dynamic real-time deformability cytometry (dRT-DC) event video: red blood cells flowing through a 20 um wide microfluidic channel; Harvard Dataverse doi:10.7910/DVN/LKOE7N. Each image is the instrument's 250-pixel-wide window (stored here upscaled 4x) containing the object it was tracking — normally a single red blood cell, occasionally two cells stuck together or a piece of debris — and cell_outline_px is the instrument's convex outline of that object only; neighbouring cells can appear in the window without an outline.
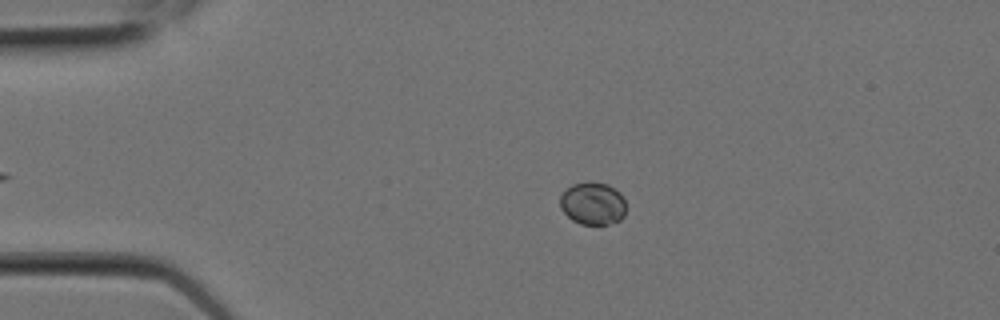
{"species": "Egyptian fruit bat (a non-hibernating species)", "species_latin": "Rousettus aegyptiacus", "temperature_condition": "room temperature", "stored_images_in_passage": 9, "camera_frame_rate_fps": 3000, "um_per_image_px": 0.085, "animal": {"sex": "female"}, "frame": {"image": 1, "passage_image": 4, "time_ms": 1.0, "image_size_px": [1000, 320], "cell_outline_px": [[624, 216], [620, 220], [608, 224], [580, 224], [572, 220], [560, 208], [560, 196], [572, 184], [608, 184], [620, 192], [624, 200]], "centroid_in_image_um": [50.38, 17.33], "position_along_channel_um": 34.6, "area_um2": 15.95}}
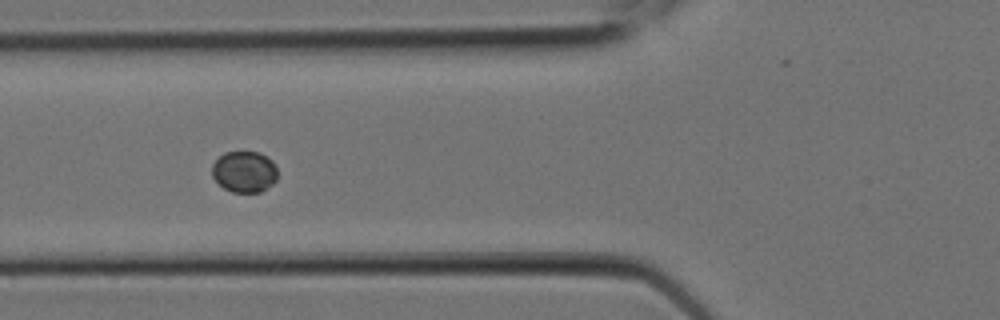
{"frame": {"image": 2, "passage_image": 7, "time_ms": 2.0, "image_size_px": [1000, 320], "cell_outline_px": [[276, 180], [272, 184], [260, 192], [232, 192], [224, 188], [212, 176], [212, 164], [224, 152], [260, 152], [272, 160], [276, 168]], "centroid_in_image_um": [20.76, 14.59], "position_along_channel_um": 105.0, "area_um2": 15.66}}
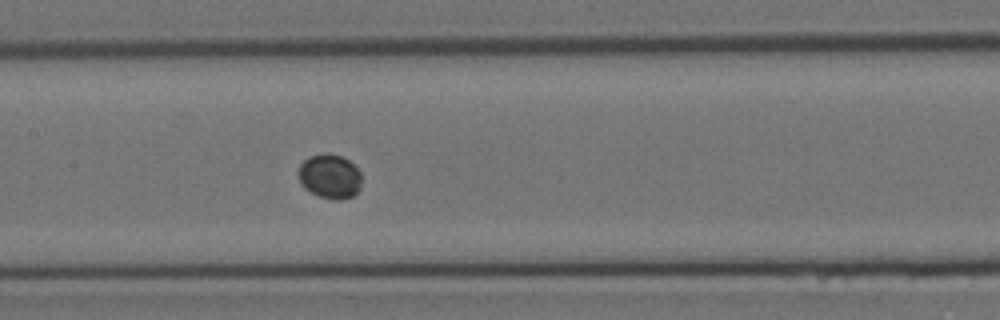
{"frame": {"image": 3, "passage_image": 9, "time_ms": 2.667, "image_size_px": [1000, 320], "cell_outline_px": [[360, 188], [352, 196], [340, 200], [336, 200], [320, 196], [304, 188], [300, 184], [300, 164], [308, 156], [324, 152], [328, 152], [340, 156], [348, 160], [360, 172]], "centroid_in_image_um": [28.02, 14.97], "position_along_channel_um": 179.4, "area_um2": 16.18}}